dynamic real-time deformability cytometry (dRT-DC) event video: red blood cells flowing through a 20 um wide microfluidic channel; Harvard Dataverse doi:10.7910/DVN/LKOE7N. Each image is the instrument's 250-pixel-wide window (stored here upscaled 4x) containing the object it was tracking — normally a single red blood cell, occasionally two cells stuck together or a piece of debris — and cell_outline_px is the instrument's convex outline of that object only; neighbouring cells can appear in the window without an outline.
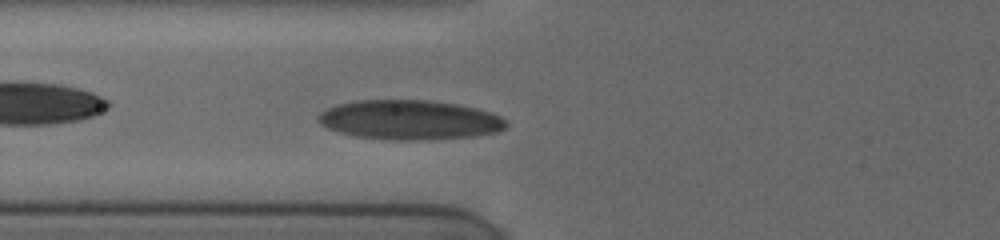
{"species": "human", "species_latin": "Homo sapiens", "temperature_condition": "cold", "stored_images_in_passage": 28, "camera_frame_rate_fps": 3000, "um_per_image_px": 0.085, "donor": {"sex": "female"}, "frame": {"image": 1, "passage_image": 3, "time_ms": 1.333, "image_size_px": [1000, 240], "cell_outline_px": [[508, 124], [500, 132], [476, 136], [428, 140], [396, 140], [356, 136], [340, 132], [328, 128], [320, 124], [316, 120], [316, 116], [324, 108], [336, 104], [356, 100], [428, 100], [456, 104], [476, 108], [492, 112], [508, 120]], "centroid_in_image_um": [34.82, 10.19], "position_along_channel_um": 91.0, "area_um2": 43.81}}
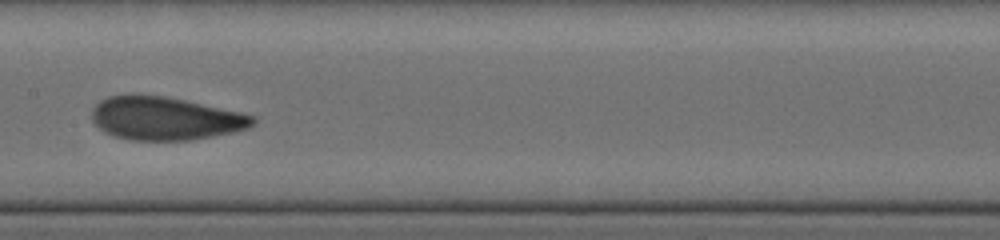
{"frame": {"image": 2, "passage_image": 8, "time_ms": 4.0, "image_size_px": [1000, 240], "cell_outline_px": [[256, 124], [248, 128], [232, 132], [212, 136], [188, 140], [132, 140], [112, 136], [104, 132], [92, 120], [92, 108], [100, 100], [108, 96], [136, 92], [164, 96], [184, 100], [240, 112], [256, 116]], "centroid_in_image_um": [14.0, 10.04], "position_along_channel_um": 193.4, "area_um2": 40.92}}
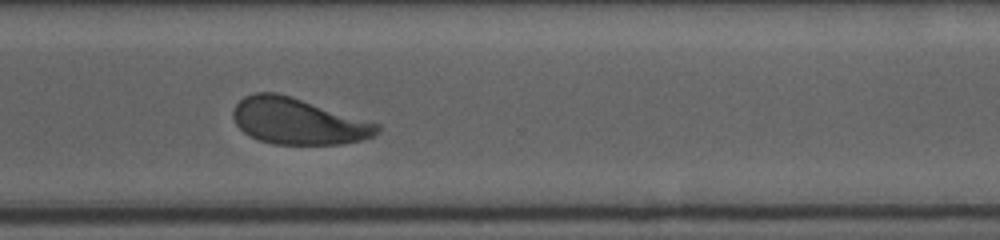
{"frame": {"image": 3, "passage_image": 15, "time_ms": 8.0, "image_size_px": [1000, 240], "cell_outline_px": [[380, 132], [372, 136], [360, 140], [340, 144], [272, 144], [260, 140], [244, 132], [236, 124], [232, 116], [232, 112], [236, 104], [244, 96], [256, 92], [276, 92], [292, 96], [380, 124]], "centroid_in_image_um": [25.33, 10.29], "position_along_channel_um": 345.3, "area_um2": 38.73}, "authors_computed_cell_mechanics": {"area_um2": 39.5063, "velocity_mm_per_s": 3.8185, "shape_relaxation_time_tau1_ms": 3.3722, "shape_relaxation_time_tau2_ms": 1.1006, "deformation_change_tau1": 0.1387, "deformation_change_tau2": 0.0715}}